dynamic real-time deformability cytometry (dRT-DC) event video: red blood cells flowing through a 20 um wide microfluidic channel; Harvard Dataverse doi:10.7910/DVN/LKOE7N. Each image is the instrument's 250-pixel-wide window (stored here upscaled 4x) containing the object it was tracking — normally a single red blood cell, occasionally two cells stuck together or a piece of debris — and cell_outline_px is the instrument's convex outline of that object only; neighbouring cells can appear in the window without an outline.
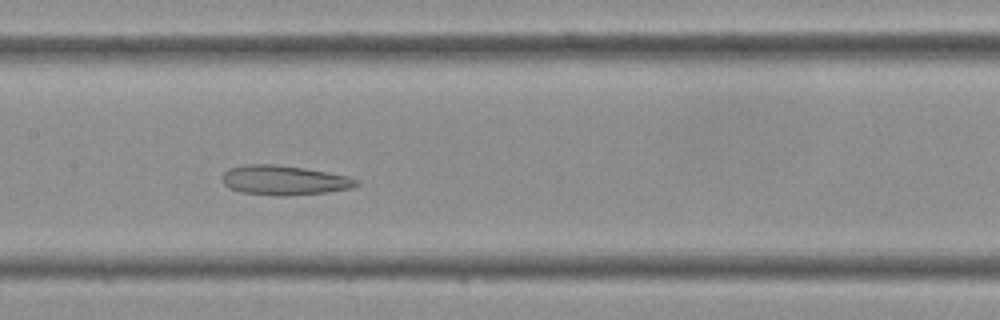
{"species": "Egyptian fruit bat (a non-hibernating species)", "species_latin": "Rousettus aegyptiacus", "temperature_condition": "cold", "stored_images_in_passage": 41, "camera_frame_rate_fps": 3000, "um_per_image_px": 0.085, "frame": {"image": 1, "passage_image": 19, "time_ms": 6.0, "image_size_px": [1000, 320], "cell_outline_px": [[360, 184], [352, 188], [328, 192], [284, 196], [280, 196], [240, 192], [228, 188], [224, 184], [220, 176], [228, 168], [244, 164], [272, 164], [304, 168], [348, 176], [360, 180]], "centroid_in_image_um": [24.13, 15.32], "position_along_channel_um": 183.3, "area_um2": 23.35}}
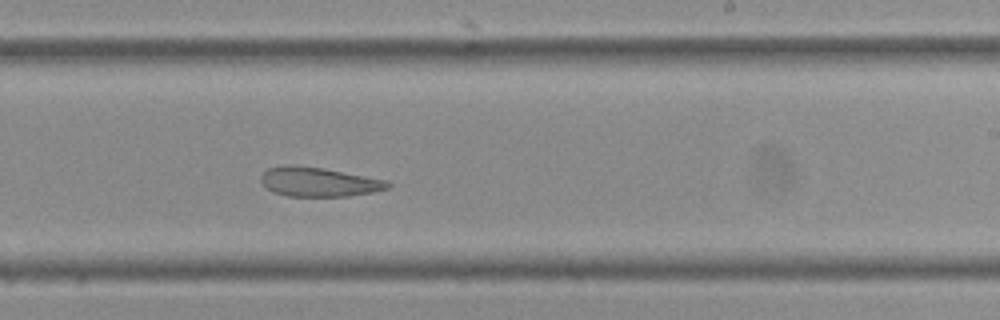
{"frame": {"image": 2, "passage_image": 24, "time_ms": 7.667, "image_size_px": [1000, 320], "cell_outline_px": [[392, 184], [388, 188], [372, 192], [348, 196], [288, 196], [276, 192], [268, 188], [260, 180], [260, 176], [268, 168], [284, 164], [292, 164], [324, 168], [388, 180]], "centroid_in_image_um": [27.11, 15.44], "position_along_channel_um": 261.9, "area_um2": 21.68}}
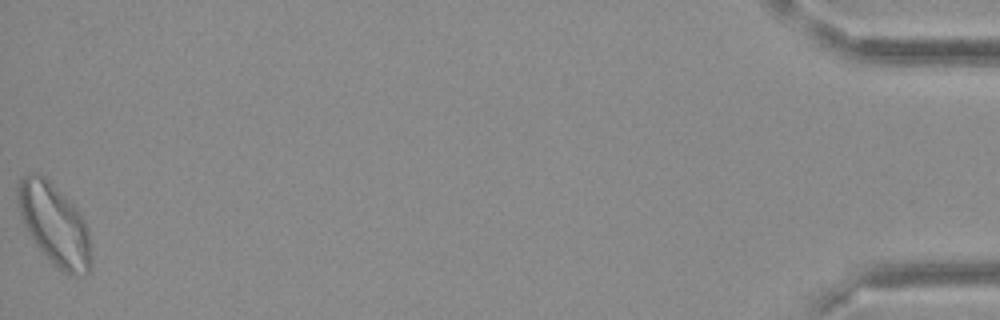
{"frame": {"image": 3, "passage_image": 41, "time_ms": 13.333, "image_size_px": [1000, 320], "cell_outline_px": [[92, 264], [88, 272], [84, 276], [72, 276], [64, 272], [36, 244], [28, 232], [20, 216], [16, 204], [16, 188], [20, 180], [24, 176], [32, 172], [36, 172], [44, 176], [76, 208], [84, 220], [88, 228], [92, 260]], "centroid_in_image_um": [4.62, 19.07], "position_along_channel_um": 430.6, "area_um2": 34.56}}